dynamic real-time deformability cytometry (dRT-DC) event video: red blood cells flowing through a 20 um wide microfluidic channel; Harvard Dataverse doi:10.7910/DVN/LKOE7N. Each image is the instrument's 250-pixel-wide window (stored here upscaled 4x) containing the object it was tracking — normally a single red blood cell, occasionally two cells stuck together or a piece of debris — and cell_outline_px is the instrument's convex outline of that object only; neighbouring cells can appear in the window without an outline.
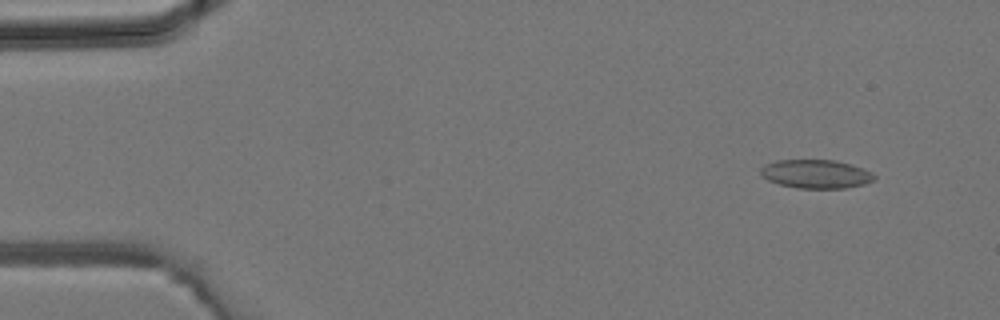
{"species": "common noctule bat (a hibernating species)", "species_latin": "Nyctalus noctula", "temperature_condition": "room temperature", "stored_images_in_passage": 4, "camera_frame_rate_fps": 3000, "um_per_image_px": 0.085, "animal": {"sex": "male", "body_mass_g": 19.2, "forearm_length_mm": 51.8}, "frame": {"image": 1, "passage_image": 1, "time_ms": 0.0, "image_size_px": [1000, 320], "cell_outline_px": [[876, 180], [864, 184], [844, 188], [796, 188], [780, 184], [768, 180], [760, 176], [760, 168], [764, 164], [776, 160], [836, 160], [852, 164], [864, 168], [872, 172], [876, 176]], "centroid_in_image_um": [69.36, 14.78], "position_along_channel_um": 15.6, "area_um2": 19.25}}
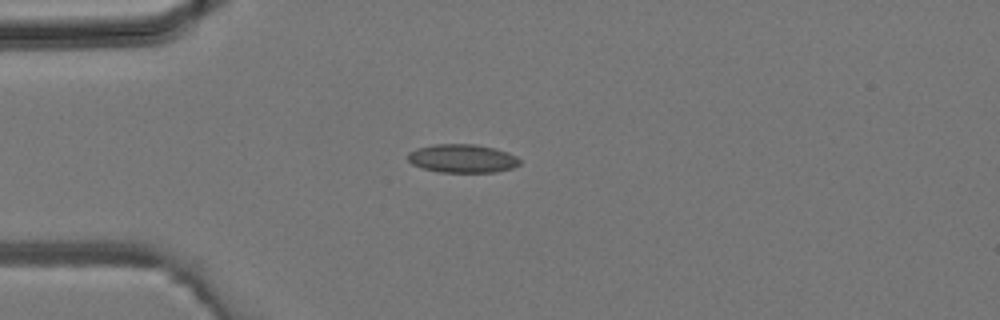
{"frame": {"image": 2, "passage_image": 3, "time_ms": 0.667, "image_size_px": [1000, 320], "cell_outline_px": [[520, 164], [512, 168], [496, 172], [440, 172], [424, 168], [412, 164], [408, 160], [408, 152], [416, 148], [432, 144], [476, 144], [496, 148], [508, 152], [516, 156], [520, 160]], "centroid_in_image_um": [39.31, 13.46], "position_along_channel_um": 45.7, "area_um2": 18.67}}
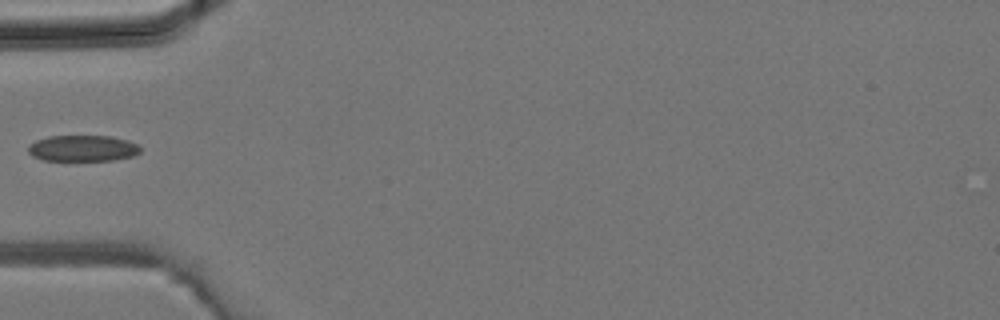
{"frame": {"image": 3, "passage_image": 4, "time_ms": 1.0, "image_size_px": [1000, 320], "cell_outline_px": [[140, 152], [132, 156], [112, 160], [44, 160], [32, 156], [28, 152], [28, 144], [36, 140], [48, 136], [112, 136], [128, 140], [136, 144], [140, 148]], "centroid_in_image_um": [7.0, 12.59], "position_along_channel_um": 78.0, "area_um2": 17.05}}